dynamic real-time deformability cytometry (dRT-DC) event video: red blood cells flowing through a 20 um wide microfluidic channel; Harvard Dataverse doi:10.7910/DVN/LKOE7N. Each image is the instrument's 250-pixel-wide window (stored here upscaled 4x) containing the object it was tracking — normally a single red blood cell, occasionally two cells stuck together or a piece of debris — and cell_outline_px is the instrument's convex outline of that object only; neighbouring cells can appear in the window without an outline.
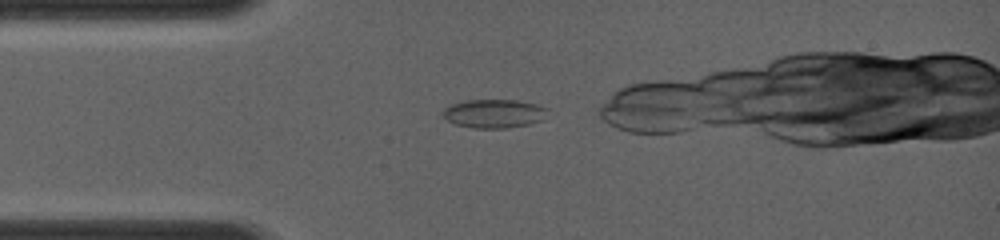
{"species": "common noctule bat (a hibernating species)", "species_latin": "Nyctalus noctula", "temperature_condition": "room temperature", "stored_images_in_passage": 5, "camera_frame_rate_fps": 4000, "um_per_image_px": 0.085, "animal": {"sex": "female", "body_mass_g": 19.0, "forearm_length_mm": 56.7}, "frame": {"image": 1, "passage_image": 1, "time_ms": 0.0, "image_size_px": [1000, 240], "cell_outline_px": [[548, 108], [544, 120], [528, 124], [504, 128], [472, 128], [456, 124], [448, 120], [440, 112], [444, 108], [452, 104], [468, 100], [516, 100], [536, 104]], "centroid_in_image_um": [42.0, 9.65], "position_along_channel_um": 43.0, "area_um2": 17.46}}
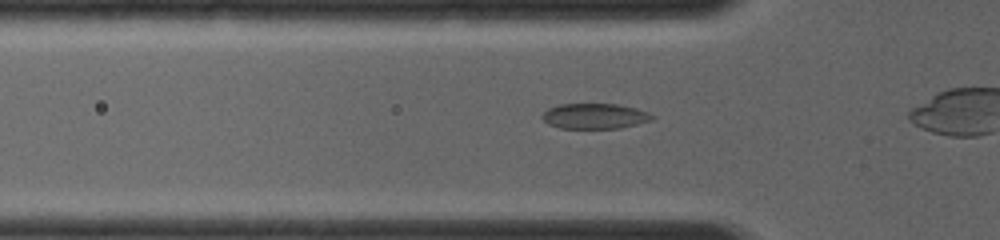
{"frame": {"image": 2, "passage_image": 4, "time_ms": 1.0, "image_size_px": [1000, 240], "cell_outline_px": [[656, 116], [652, 120], [616, 128], [560, 128], [548, 124], [540, 116], [548, 108], [560, 104], [616, 104], [636, 108], [648, 112]], "centroid_in_image_um": [50.53, 9.86], "position_along_channel_um": 75.3, "area_um2": 16.13}}